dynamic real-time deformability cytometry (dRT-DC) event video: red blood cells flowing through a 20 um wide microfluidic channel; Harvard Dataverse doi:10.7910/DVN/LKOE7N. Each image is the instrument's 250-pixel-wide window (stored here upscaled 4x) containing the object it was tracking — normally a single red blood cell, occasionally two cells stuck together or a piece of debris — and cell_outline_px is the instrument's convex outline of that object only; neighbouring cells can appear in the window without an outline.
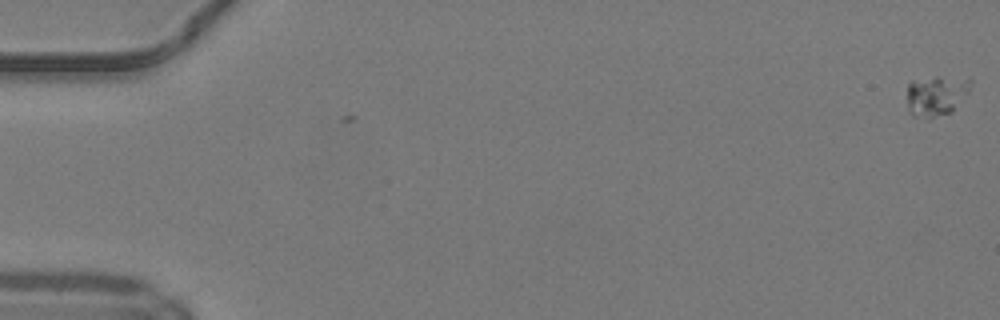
{"species": "common noctule bat (a hibernating species)", "species_latin": "Nyctalus noctula", "temperature_condition": "warm", "stored_images_in_passage": 4, "camera_frame_rate_fps": 3000, "um_per_image_px": 0.085, "animal": {"sex": "male", "body_mass_g": 19.2, "forearm_length_mm": 51.8}, "frame": {"image": 1, "passage_image": 4, "time_ms": 1.0, "image_size_px": [1000, 320], "cell_outline_px": [[972, 84], [968, 92], [952, 112], [928, 120], [912, 116], [908, 108], [908, 84], [912, 80], [936, 76], [940, 76], [972, 80]], "centroid_in_image_um": [79.56, 8.15], "position_along_channel_um": 5.4, "area_um2": 15.2}}